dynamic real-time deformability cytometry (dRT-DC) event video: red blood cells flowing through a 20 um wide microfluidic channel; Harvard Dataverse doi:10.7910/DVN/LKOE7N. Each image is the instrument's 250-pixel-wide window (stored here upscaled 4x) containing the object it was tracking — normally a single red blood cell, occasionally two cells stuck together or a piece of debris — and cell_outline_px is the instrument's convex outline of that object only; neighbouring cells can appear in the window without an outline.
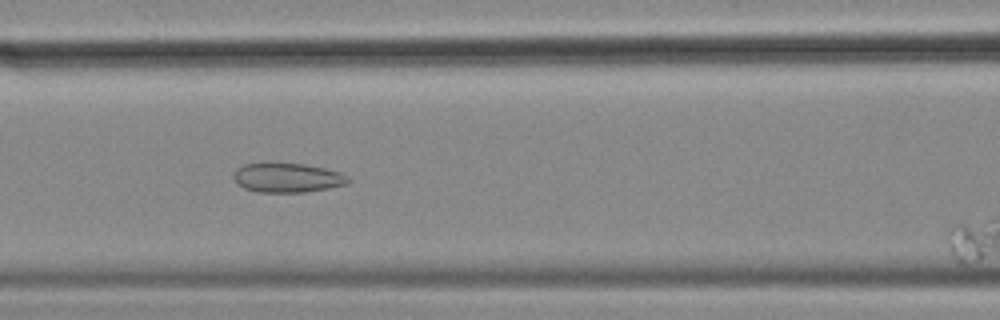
{"species": "common noctule bat (a hibernating species)", "species_latin": "Nyctalus noctula", "temperature_condition": "cold", "stored_images_in_passage": 55, "camera_frame_rate_fps": 3000, "um_per_image_px": 0.085, "animal": {"sex": "female", "body_mass_g": 18.4}, "frame": {"image": 1, "passage_image": 23, "time_ms": 7.333, "image_size_px": [1000, 320], "cell_outline_px": [[352, 180], [348, 184], [328, 188], [304, 192], [256, 192], [244, 188], [236, 184], [232, 176], [236, 168], [244, 164], [272, 160], [304, 164], [324, 168], [340, 172], [348, 176]], "centroid_in_image_um": [24.37, 15.07], "position_along_channel_um": 142.2, "area_um2": 20.46}}
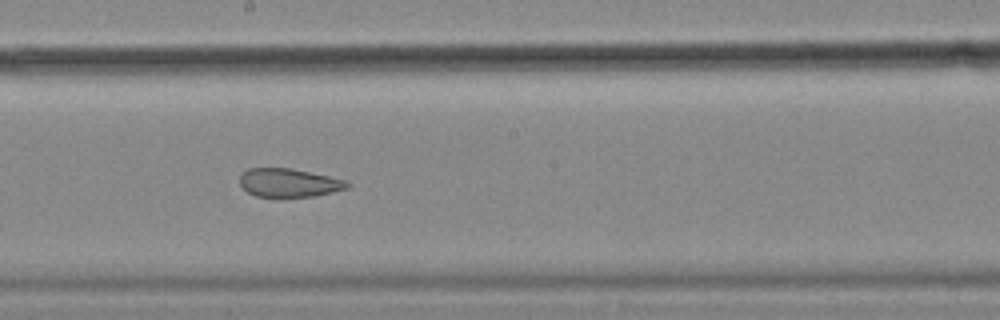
{"frame": {"image": 2, "passage_image": 30, "time_ms": 9.667, "image_size_px": [1000, 320], "cell_outline_px": [[352, 184], [348, 188], [316, 196], [256, 196], [248, 192], [240, 184], [240, 176], [248, 168], [292, 168], [348, 180]], "centroid_in_image_um": [24.61, 15.52], "position_along_channel_um": 223.6, "area_um2": 17.8}}
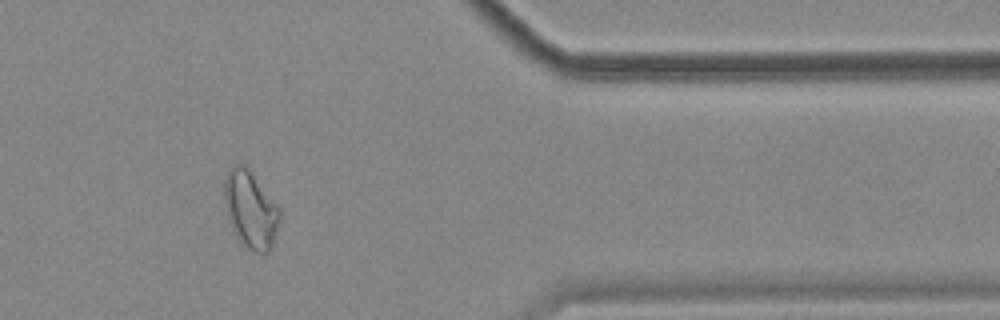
{"frame": {"image": 3, "passage_image": 46, "time_ms": 15.0, "image_size_px": [1000, 320], "cell_outline_px": [[280, 220], [272, 244], [268, 252], [256, 252], [248, 248], [236, 236], [228, 220], [224, 204], [224, 176], [236, 164], [244, 164], [248, 168], [280, 208]], "centroid_in_image_um": [21.28, 17.79], "position_along_channel_um": 390.1, "area_um2": 24.68}}